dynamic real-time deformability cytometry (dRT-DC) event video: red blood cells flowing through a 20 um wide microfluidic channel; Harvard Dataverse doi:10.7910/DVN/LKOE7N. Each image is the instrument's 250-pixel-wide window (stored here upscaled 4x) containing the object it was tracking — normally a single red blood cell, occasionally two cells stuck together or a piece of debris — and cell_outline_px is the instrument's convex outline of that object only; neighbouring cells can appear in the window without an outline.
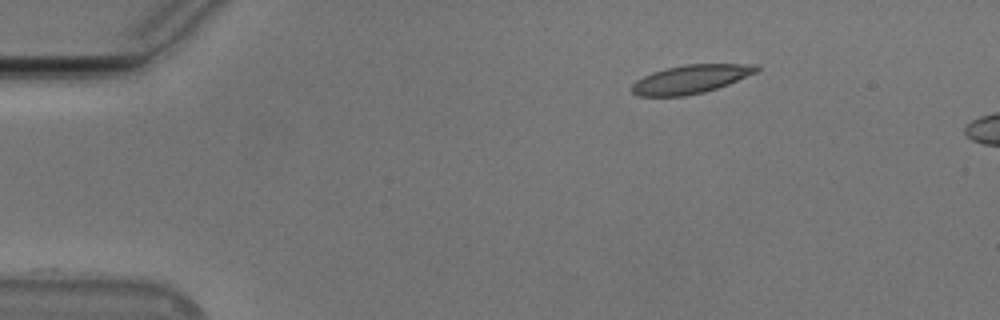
{"species": "Egyptian fruit bat (a non-hibernating species)", "species_latin": "Rousettus aegyptiacus", "temperature_condition": "cold", "stored_images_in_passage": 5, "camera_frame_rate_fps": 3000, "um_per_image_px": 0.085, "animal": {"sex": "male"}, "frame": {"image": 1, "passage_image": 1, "time_ms": 0.0, "image_size_px": [1000, 320], "cell_outline_px": [[760, 68], [756, 72], [728, 84], [704, 92], [684, 96], [636, 96], [632, 92], [632, 84], [636, 80], [652, 72], [684, 64], [756, 64]], "centroid_in_image_um": [58.69, 6.73], "position_along_channel_um": 26.3, "area_um2": 20.58}}